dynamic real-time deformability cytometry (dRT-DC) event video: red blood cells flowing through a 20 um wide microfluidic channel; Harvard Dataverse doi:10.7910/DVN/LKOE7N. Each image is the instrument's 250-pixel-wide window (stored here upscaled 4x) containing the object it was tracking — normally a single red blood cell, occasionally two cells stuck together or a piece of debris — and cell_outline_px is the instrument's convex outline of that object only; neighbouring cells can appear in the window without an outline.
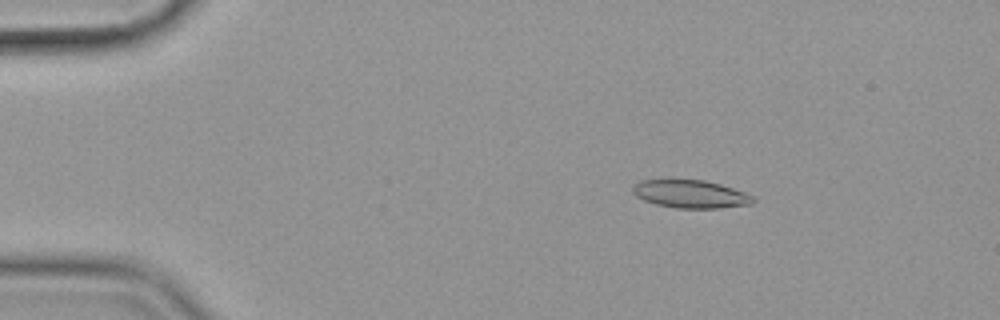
{"species": "common noctule bat (a hibernating species)", "species_latin": "Nyctalus noctula", "temperature_condition": "cold", "stored_images_in_passage": 56, "camera_frame_rate_fps": 3000, "um_per_image_px": 0.085, "animal": {"sex": "female", "body_mass_g": 19.9}, "frame": {"image": 1, "passage_image": 9, "time_ms": 2.667, "image_size_px": [1000, 320], "cell_outline_px": [[756, 200], [752, 204], [720, 208], [676, 208], [656, 204], [644, 200], [636, 196], [632, 192], [632, 188], [640, 180], [704, 180], [720, 184], [744, 192], [752, 196]], "centroid_in_image_um": [58.7, 16.5], "position_along_channel_um": 26.3, "area_um2": 19.48}}
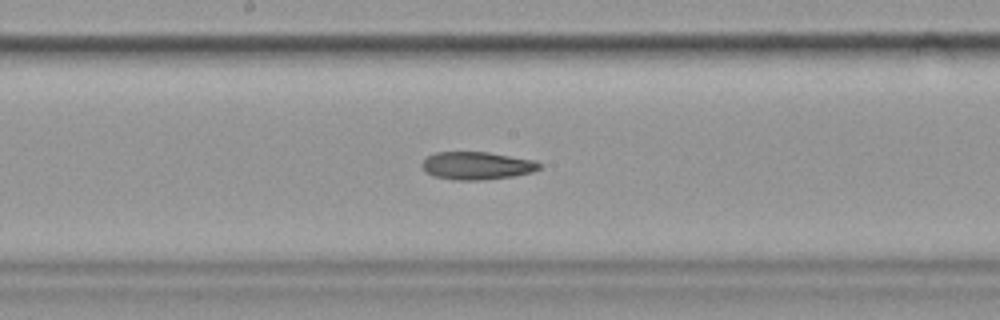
{"frame": {"image": 2, "passage_image": 30, "time_ms": 9.667, "image_size_px": [1000, 320], "cell_outline_px": [[540, 168], [532, 172], [516, 176], [484, 180], [456, 180], [432, 176], [420, 164], [428, 156], [436, 152], [488, 152], [532, 160], [540, 164]], "centroid_in_image_um": [40.52, 14.09], "position_along_channel_um": 207.7, "area_um2": 18.9}}
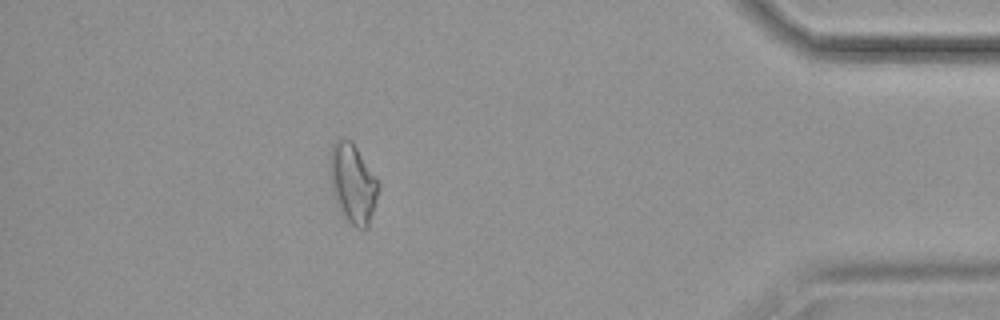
{"frame": {"image": 3, "passage_image": 50, "time_ms": 16.333, "image_size_px": [1000, 320], "cell_outline_px": [[380, 188], [368, 228], [356, 228], [340, 212], [336, 204], [332, 188], [332, 144], [336, 140], [352, 140], [380, 184]], "centroid_in_image_um": [30.04, 15.64], "position_along_channel_um": 405.2, "area_um2": 21.85}}